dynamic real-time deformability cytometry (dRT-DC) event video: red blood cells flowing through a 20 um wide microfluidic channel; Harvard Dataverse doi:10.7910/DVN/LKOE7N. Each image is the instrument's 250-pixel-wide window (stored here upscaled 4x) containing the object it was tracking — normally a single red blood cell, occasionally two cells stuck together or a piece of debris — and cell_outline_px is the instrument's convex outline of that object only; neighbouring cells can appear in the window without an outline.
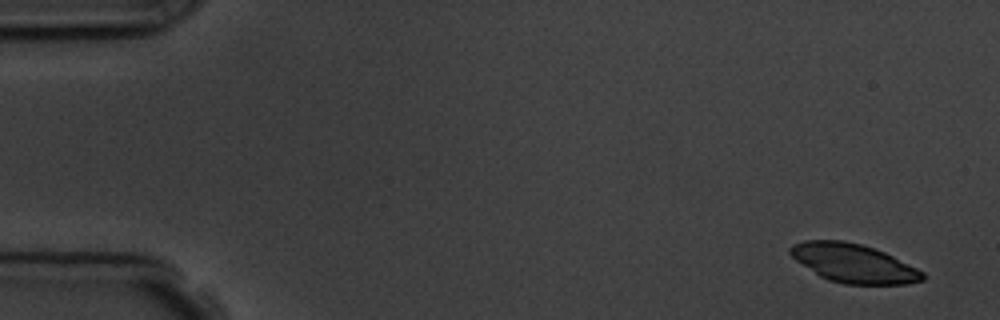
{"species": "common noctule bat (a hibernating species)", "species_latin": "Nyctalus noctula", "temperature_condition": "room temperature", "stored_images_in_passage": 6, "camera_frame_rate_fps": 3000, "um_per_image_px": 0.085, "animal": {"sex": "male", "body_mass_g": 19.5, "forearm_length_mm": 54.6}, "frame": {"image": 1, "passage_image": 1, "time_ms": 0.0, "image_size_px": [1000, 320], "cell_outline_px": [[924, 280], [908, 284], [844, 284], [828, 280], [820, 276], [796, 260], [788, 252], [788, 248], [792, 244], [804, 240], [844, 240], [860, 244], [884, 252], [924, 272]], "centroid_in_image_um": [72.52, 22.37], "position_along_channel_um": 12.5, "area_um2": 29.71}}